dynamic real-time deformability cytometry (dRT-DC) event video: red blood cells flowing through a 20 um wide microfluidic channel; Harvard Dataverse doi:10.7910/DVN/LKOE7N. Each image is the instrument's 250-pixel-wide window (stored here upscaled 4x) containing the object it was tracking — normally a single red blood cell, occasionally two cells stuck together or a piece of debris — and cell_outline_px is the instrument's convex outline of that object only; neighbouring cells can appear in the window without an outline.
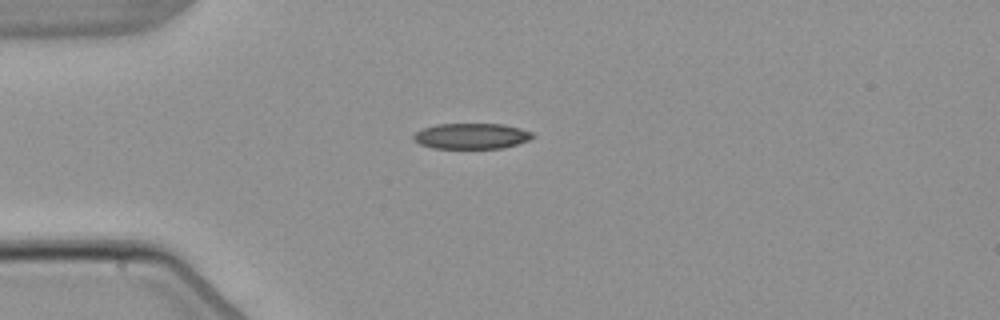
{"species": "common noctule bat (a hibernating species)", "species_latin": "Nyctalus noctula", "temperature_condition": "warm", "stored_images_in_passage": 2, "camera_frame_rate_fps": 3000, "um_per_image_px": 0.085, "animal": {"sex": "male", "body_mass_g": 21.5, "forearm_length_mm": 52.0}, "frame": {"image": 1, "passage_image": 1, "time_ms": 0.0, "image_size_px": [1000, 320], "cell_outline_px": [[536, 136], [528, 140], [504, 148], [432, 148], [420, 144], [412, 140], [412, 136], [420, 128], [436, 124], [504, 124], [520, 128], [532, 132]], "centroid_in_image_um": [40.04, 11.56], "position_along_channel_um": 45.0, "area_um2": 17.98}}